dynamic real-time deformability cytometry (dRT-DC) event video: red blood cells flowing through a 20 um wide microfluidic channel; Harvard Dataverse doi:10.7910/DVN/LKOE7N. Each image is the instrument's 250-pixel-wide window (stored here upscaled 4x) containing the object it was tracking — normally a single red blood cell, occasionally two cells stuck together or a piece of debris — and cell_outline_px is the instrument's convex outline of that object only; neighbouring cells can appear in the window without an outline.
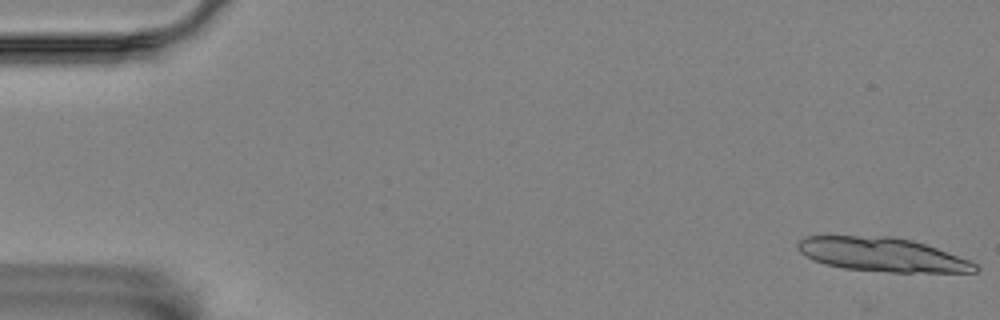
{"species": "Egyptian fruit bat (a non-hibernating species)", "species_latin": "Rousettus aegyptiacus", "temperature_condition": "room temperature", "stored_images_in_passage": 4, "camera_frame_rate_fps": 3000, "um_per_image_px": 0.085, "animal": {"sex": "female"}, "frame": {"image": 1, "passage_image": 1, "time_ms": 0.0, "image_size_px": [1000, 320], "cell_outline_px": [[980, 268], [976, 272], [892, 272], [844, 268], [824, 264], [812, 260], [800, 252], [796, 248], [796, 244], [804, 236], [892, 236], [912, 240], [936, 248], [968, 260], [976, 264]], "centroid_in_image_um": [74.94, 21.64], "position_along_channel_um": 10.1, "area_um2": 34.91}}